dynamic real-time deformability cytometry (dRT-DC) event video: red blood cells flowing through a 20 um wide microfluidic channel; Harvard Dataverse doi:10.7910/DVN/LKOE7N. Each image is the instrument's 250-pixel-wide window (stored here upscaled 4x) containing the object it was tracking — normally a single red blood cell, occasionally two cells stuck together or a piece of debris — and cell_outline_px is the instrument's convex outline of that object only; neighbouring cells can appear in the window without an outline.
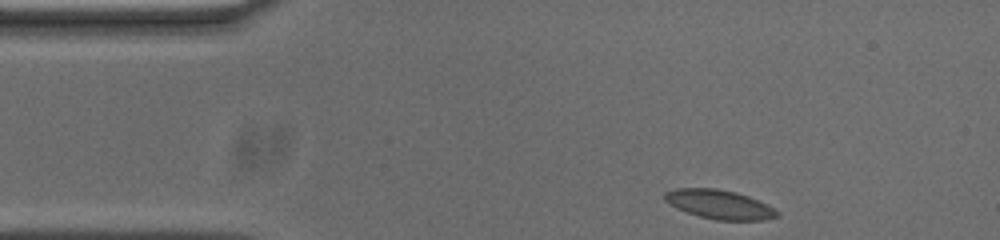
{"species": "common noctule bat (a hibernating species)", "species_latin": "Nyctalus noctula", "temperature_condition": "cold", "stored_images_in_passage": 50, "segment_of_instrument_passage": [1, 2], "camera_frame_rate_fps": 3000, "um_per_image_px": 0.085, "animal": {"sex": "male", "body_mass_g": 20.0, "forearm_length_mm": 53.3}, "frame": {"image": 1, "passage_image": 1, "time_ms": 0.0, "image_size_px": [1000, 240], "cell_outline_px": [[780, 216], [764, 220], [716, 220], [700, 216], [676, 208], [664, 200], [664, 192], [676, 188], [716, 188], [736, 192], [748, 196], [780, 212]], "centroid_in_image_um": [61.13, 17.37], "position_along_channel_um": 23.9, "area_um2": 18.9}}
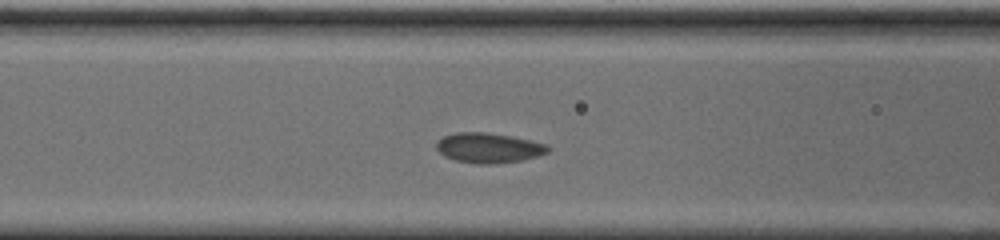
{"frame": {"image": 2, "passage_image": 14, "time_ms": 4.333, "image_size_px": [1000, 240], "cell_outline_px": [[548, 152], [524, 160], [496, 164], [476, 164], [456, 160], [444, 156], [436, 148], [436, 144], [444, 136], [456, 132], [484, 132], [512, 136], [544, 144], [548, 148]], "centroid_in_image_um": [41.5, 12.58], "position_along_channel_um": 125.1, "area_um2": 19.31}}
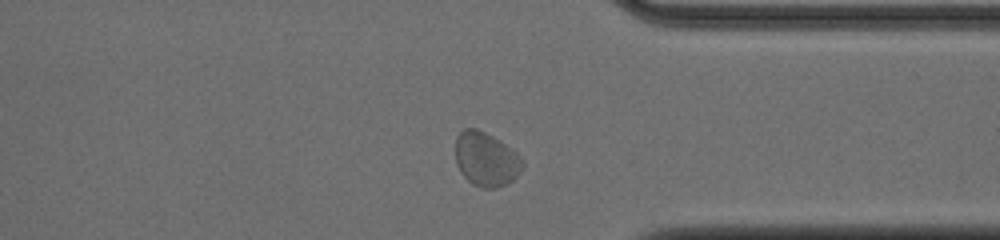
{"frame": {"image": 3, "passage_image": 35, "time_ms": 11.333, "image_size_px": [1000, 240], "cell_outline_px": [[524, 164], [520, 172], [508, 184], [496, 188], [480, 188], [472, 184], [460, 172], [456, 164], [456, 136], [464, 128], [476, 128], [500, 140], [516, 152], [524, 160]], "centroid_in_image_um": [41.32, 13.54], "position_along_channel_um": 370.1, "area_um2": 21.33}}